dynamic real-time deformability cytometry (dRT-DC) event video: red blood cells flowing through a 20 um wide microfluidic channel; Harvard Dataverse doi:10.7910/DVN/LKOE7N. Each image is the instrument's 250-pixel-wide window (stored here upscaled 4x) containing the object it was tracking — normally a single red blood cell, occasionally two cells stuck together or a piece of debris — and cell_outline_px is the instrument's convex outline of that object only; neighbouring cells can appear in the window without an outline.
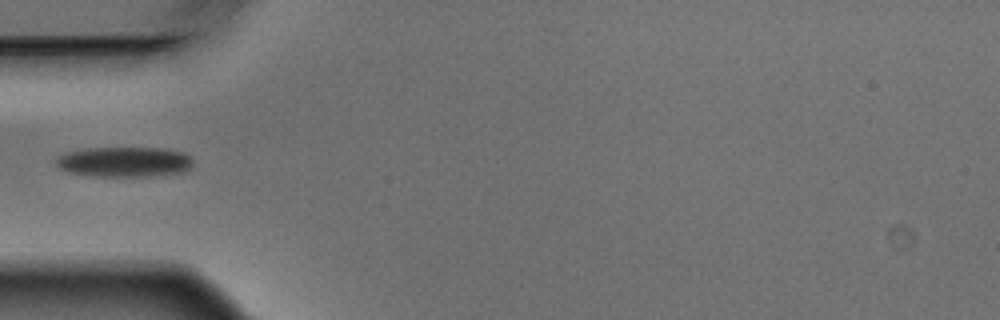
{"species": "Egyptian fruit bat (a non-hibernating species)", "species_latin": "Rousettus aegyptiacus", "temperature_condition": "warm", "stored_images_in_passage": 3, "camera_frame_rate_fps": 3000, "um_per_image_px": 0.085, "animal": {"sex": "male"}, "frame": {"image": 1, "passage_image": 3, "time_ms": 0.667, "image_size_px": [1000, 320], "cell_outline_px": [[192, 164], [188, 168], [180, 172], [148, 176], [88, 176], [68, 172], [60, 168], [56, 164], [56, 156], [64, 152], [88, 148], [164, 148], [184, 152], [192, 160]], "centroid_in_image_um": [10.5, 13.75], "position_along_channel_um": 74.5, "area_um2": 24.04}}